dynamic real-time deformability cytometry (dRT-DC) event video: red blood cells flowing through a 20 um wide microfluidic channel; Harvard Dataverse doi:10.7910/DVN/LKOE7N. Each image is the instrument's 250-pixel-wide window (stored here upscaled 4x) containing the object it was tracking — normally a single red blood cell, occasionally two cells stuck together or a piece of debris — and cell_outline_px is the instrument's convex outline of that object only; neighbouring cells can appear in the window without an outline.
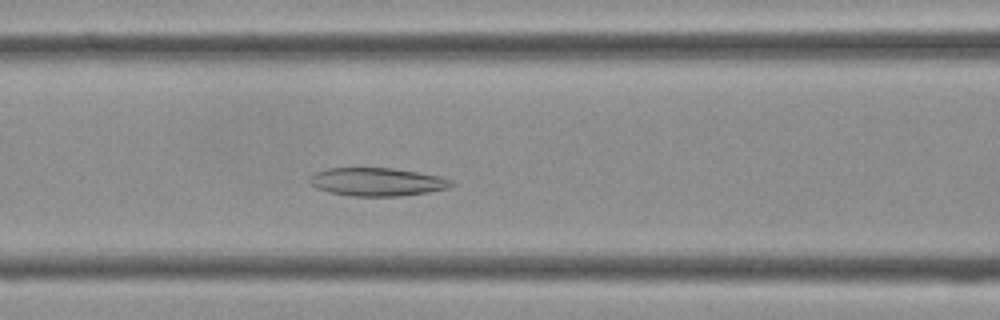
{"species": "Egyptian fruit bat (a non-hibernating species)", "species_latin": "Rousettus aegyptiacus", "temperature_condition": "cold", "stored_images_in_passage": 39, "camera_frame_rate_fps": 3000, "um_per_image_px": 0.085, "frame": {"image": 1, "passage_image": 14, "time_ms": 4.333, "image_size_px": [1000, 320], "cell_outline_px": [[456, 184], [448, 188], [428, 192], [400, 196], [352, 196], [328, 192], [316, 188], [308, 184], [308, 180], [316, 172], [328, 168], [392, 168], [440, 176], [452, 180]], "centroid_in_image_um": [32.05, 15.46], "position_along_channel_um": 134.6, "area_um2": 23.35}}
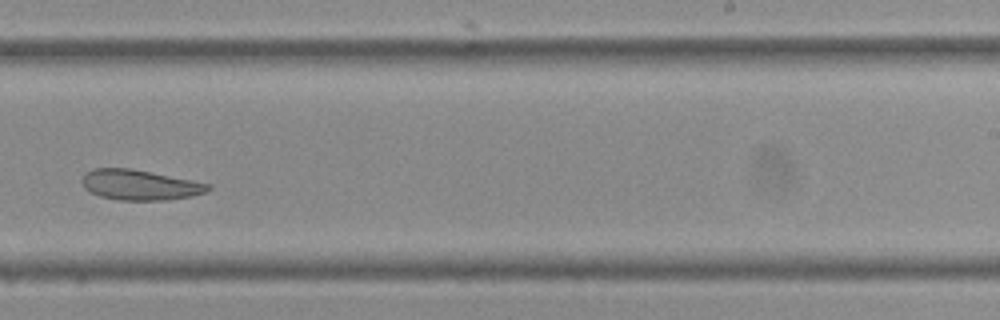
{"frame": {"image": 2, "passage_image": 23, "time_ms": 7.333, "image_size_px": [1000, 320], "cell_outline_px": [[212, 188], [204, 192], [192, 196], [164, 200], [120, 200], [100, 196], [88, 192], [84, 188], [80, 180], [92, 168], [132, 168], [212, 184]], "centroid_in_image_um": [11.87, 15.71], "position_along_channel_um": 277.1, "area_um2": 22.31}}
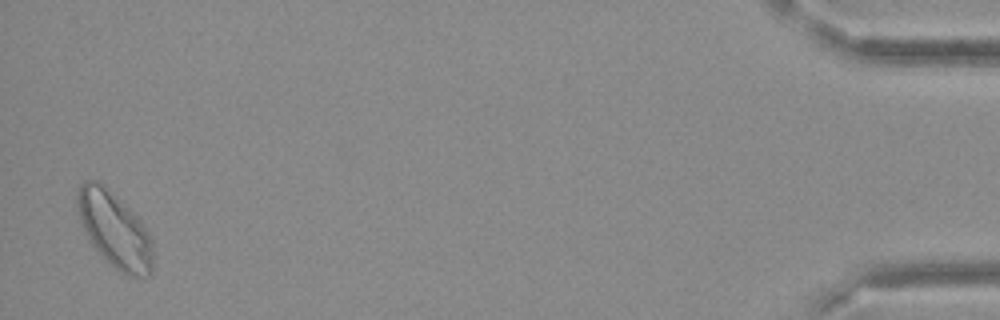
{"frame": {"image": 3, "passage_image": 38, "time_ms": 12.333, "image_size_px": [1000, 320], "cell_outline_px": [[152, 272], [148, 276], [128, 276], [120, 272], [92, 244], [80, 220], [76, 204], [76, 196], [80, 184], [84, 180], [96, 180], [132, 212], [140, 220], [152, 236]], "centroid_in_image_um": [9.75, 19.54], "position_along_channel_um": 425.5, "area_um2": 32.48}}